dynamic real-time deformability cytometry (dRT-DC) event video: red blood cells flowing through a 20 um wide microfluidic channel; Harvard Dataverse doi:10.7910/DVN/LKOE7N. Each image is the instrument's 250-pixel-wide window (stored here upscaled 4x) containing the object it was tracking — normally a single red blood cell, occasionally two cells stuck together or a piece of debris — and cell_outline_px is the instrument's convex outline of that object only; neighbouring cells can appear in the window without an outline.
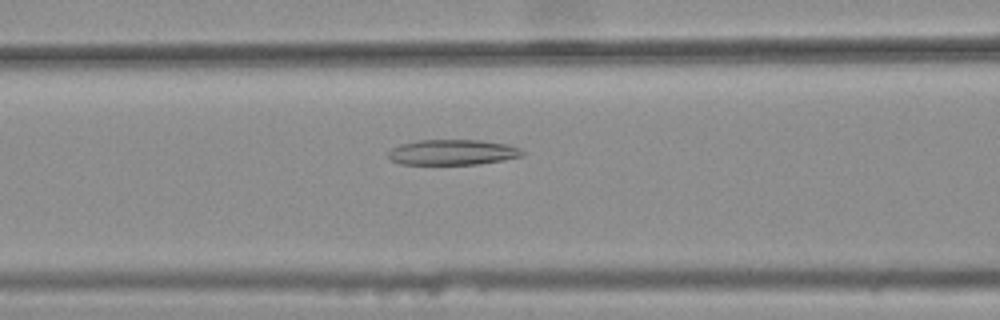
{"species": "common noctule bat (a hibernating species)", "species_latin": "Nyctalus noctula", "temperature_condition": "warm", "stored_images_in_passage": 39, "camera_frame_rate_fps": 3000, "um_per_image_px": 0.085, "animal": {"sex": "female", "body_mass_g": 25.1}, "frame": {"image": 1, "passage_image": 13, "time_ms": 4.0, "image_size_px": [1000, 320], "cell_outline_px": [[524, 156], [504, 160], [480, 164], [400, 164], [392, 160], [388, 156], [388, 152], [392, 148], [400, 144], [420, 140], [480, 140], [508, 144], [520, 148], [524, 152]], "centroid_in_image_um": [38.51, 12.94], "position_along_channel_um": 128.1, "area_um2": 19.94}}
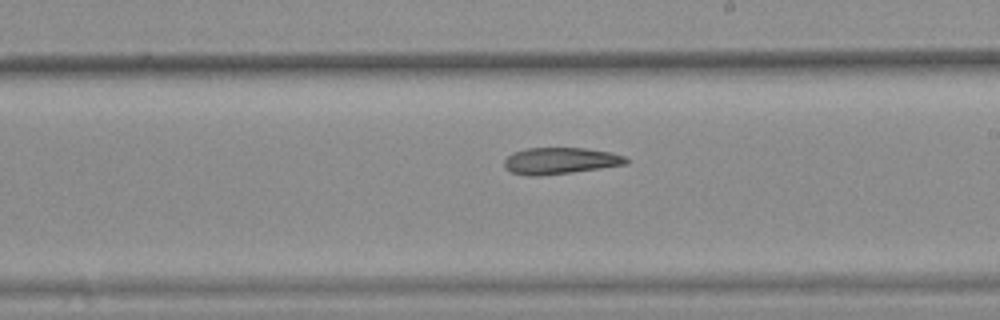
{"frame": {"image": 2, "passage_image": 22, "time_ms": 7.0, "image_size_px": [1000, 320], "cell_outline_px": [[628, 164], [572, 172], [540, 176], [528, 176], [512, 172], [504, 168], [504, 160], [512, 152], [528, 148], [584, 148], [612, 152], [624, 156], [628, 160]], "centroid_in_image_um": [47.6, 13.67], "position_along_channel_um": 241.4, "area_um2": 18.9}}
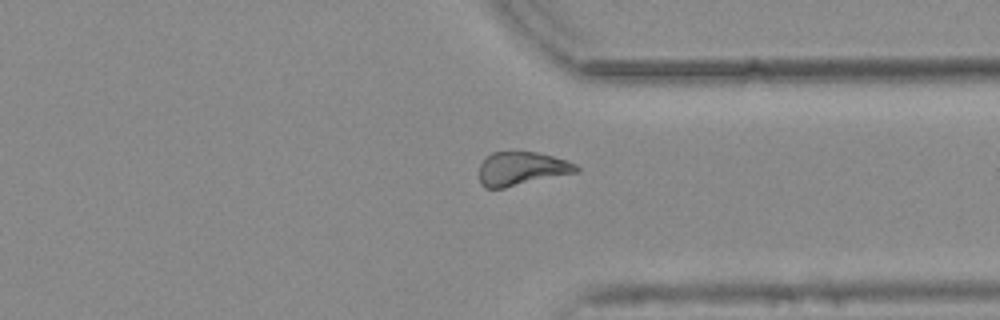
{"frame": {"image": 3, "passage_image": 32, "time_ms": 10.333, "image_size_px": [1000, 320], "cell_outline_px": [[580, 172], [504, 188], [484, 188], [480, 184], [480, 164], [492, 152], [536, 152], [568, 160], [576, 164], [580, 168]], "centroid_in_image_um": [44.38, 14.35], "position_along_channel_um": 367.0, "area_um2": 19.13}}